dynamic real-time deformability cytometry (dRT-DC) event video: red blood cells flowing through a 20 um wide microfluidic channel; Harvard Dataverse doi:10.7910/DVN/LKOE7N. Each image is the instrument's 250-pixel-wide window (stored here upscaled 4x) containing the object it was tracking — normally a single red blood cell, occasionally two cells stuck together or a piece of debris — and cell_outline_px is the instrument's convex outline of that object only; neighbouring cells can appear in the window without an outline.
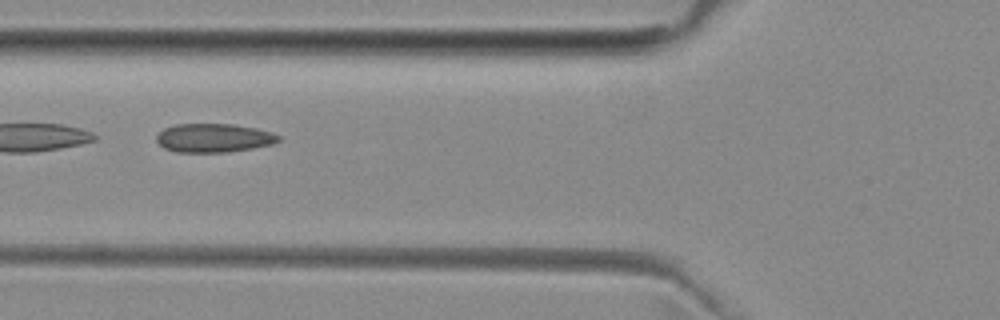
{"species": "common noctule bat (a hibernating species)", "species_latin": "Nyctalus noctula", "temperature_condition": "room temperature", "stored_images_in_passage": 6, "camera_frame_rate_fps": 3000, "um_per_image_px": 0.085, "animal": {"sex": "female", "body_mass_g": 29.2, "forearm_length_mm": 56.3}, "frame": {"image": 1, "passage_image": 4, "time_ms": 3.333, "image_size_px": [1000, 320], "cell_outline_px": [[280, 140], [272, 144], [252, 148], [228, 152], [176, 152], [164, 148], [156, 140], [156, 136], [164, 128], [176, 124], [232, 124], [256, 128], [272, 132], [280, 136]], "centroid_in_image_um": [18.17, 11.72], "position_along_channel_um": 107.6, "area_um2": 20.4}}
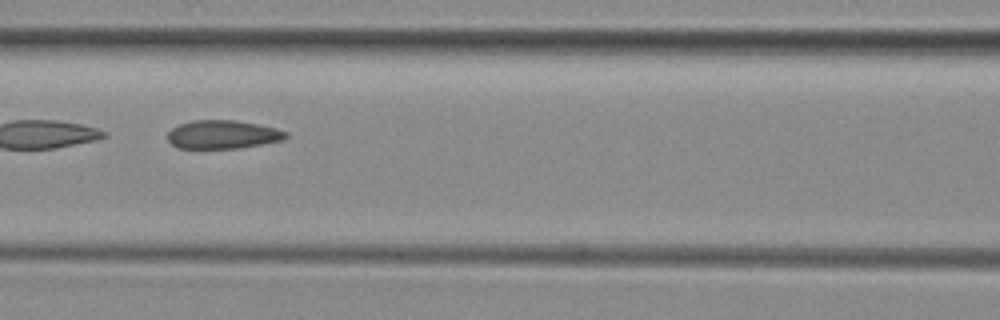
{"frame": {"image": 2, "passage_image": 5, "time_ms": 4.333, "image_size_px": [1000, 320], "cell_outline_px": [[288, 136], [284, 140], [240, 148], [176, 148], [168, 140], [168, 132], [172, 128], [180, 124], [192, 120], [232, 120], [256, 124], [276, 128], [288, 132]], "centroid_in_image_um": [18.94, 11.44], "position_along_channel_um": 147.7, "area_um2": 19.59}}
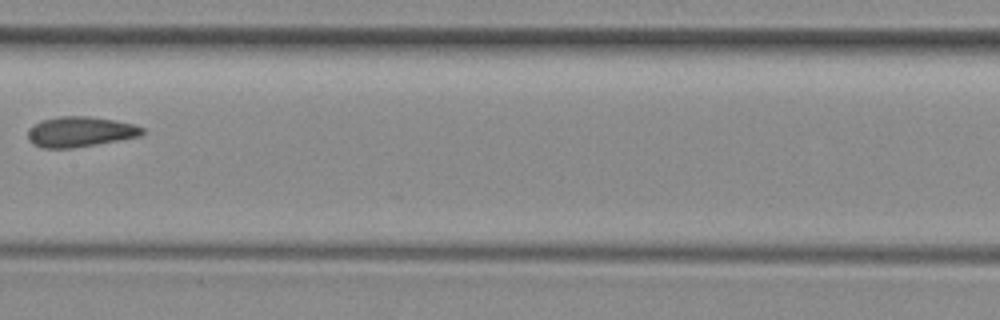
{"frame": {"image": 3, "passage_image": 6, "time_ms": 5.667, "image_size_px": [1000, 320], "cell_outline_px": [[144, 132], [140, 136], [96, 144], [72, 148], [44, 148], [32, 144], [28, 140], [28, 132], [36, 124], [44, 120], [60, 116], [88, 116], [116, 120], [132, 124], [144, 128]], "centroid_in_image_um": [6.82, 11.2], "position_along_channel_um": 200.6, "area_um2": 19.94}}